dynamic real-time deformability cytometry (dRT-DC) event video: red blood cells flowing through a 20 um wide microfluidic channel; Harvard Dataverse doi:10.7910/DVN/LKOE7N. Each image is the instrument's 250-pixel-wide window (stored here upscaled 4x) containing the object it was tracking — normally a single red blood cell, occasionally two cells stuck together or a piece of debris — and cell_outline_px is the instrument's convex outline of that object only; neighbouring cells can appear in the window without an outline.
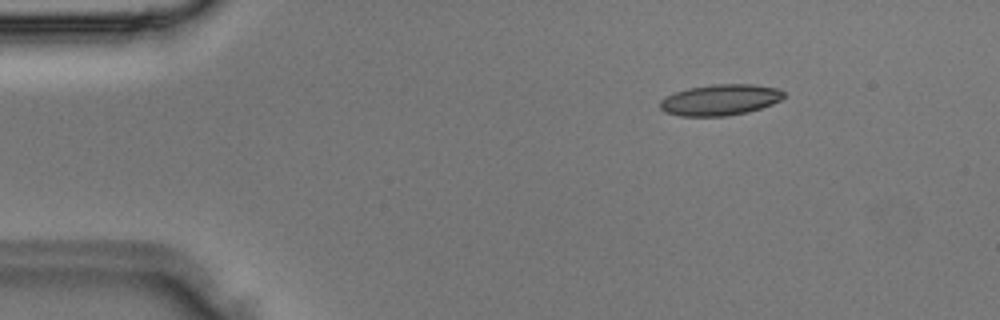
{"species": "Egyptian fruit bat (a non-hibernating species)", "species_latin": "Rousettus aegyptiacus", "temperature_condition": "room temperature", "stored_images_in_passage": 3, "camera_frame_rate_fps": 3000, "um_per_image_px": 0.085, "animal": {"sex": "male"}, "frame": {"image": 1, "passage_image": 2, "time_ms": 0.333, "image_size_px": [1000, 320], "cell_outline_px": [[784, 96], [780, 100], [772, 104], [748, 112], [728, 116], [680, 116], [664, 112], [660, 108], [660, 100], [664, 96], [688, 88], [712, 84], [752, 84], [780, 88], [784, 92]], "centroid_in_image_um": [61.2, 8.49], "position_along_channel_um": 23.8, "area_um2": 22.54}}